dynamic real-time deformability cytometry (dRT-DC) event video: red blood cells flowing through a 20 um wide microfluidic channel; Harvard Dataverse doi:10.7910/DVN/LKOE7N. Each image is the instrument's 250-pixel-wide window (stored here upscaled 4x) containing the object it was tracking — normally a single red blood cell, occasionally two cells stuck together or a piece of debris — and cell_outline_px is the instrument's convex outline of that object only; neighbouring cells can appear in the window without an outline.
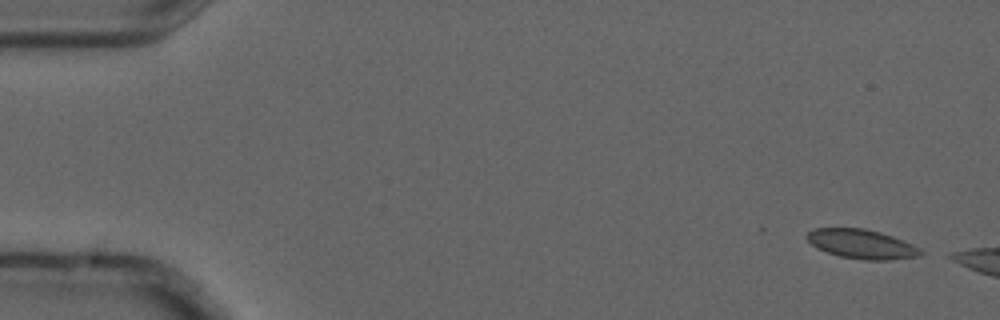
{"species": "common noctule bat (a hibernating species)", "species_latin": "Nyctalus noctula", "temperature_condition": "cold", "stored_images_in_passage": 4, "camera_frame_rate_fps": 3000, "um_per_image_px": 0.085, "animal": {"sex": "male", "forearm_length_mm": 52.5}, "frame": {"image": 1, "passage_image": 1, "time_ms": 0.0, "image_size_px": [1000, 320], "cell_outline_px": [[924, 252], [920, 256], [888, 260], [864, 260], [840, 256], [816, 248], [804, 236], [812, 228], [864, 228], [880, 232], [892, 236], [912, 244], [920, 248]], "centroid_in_image_um": [73.23, 20.74], "position_along_channel_um": 11.8, "area_um2": 19.42}}